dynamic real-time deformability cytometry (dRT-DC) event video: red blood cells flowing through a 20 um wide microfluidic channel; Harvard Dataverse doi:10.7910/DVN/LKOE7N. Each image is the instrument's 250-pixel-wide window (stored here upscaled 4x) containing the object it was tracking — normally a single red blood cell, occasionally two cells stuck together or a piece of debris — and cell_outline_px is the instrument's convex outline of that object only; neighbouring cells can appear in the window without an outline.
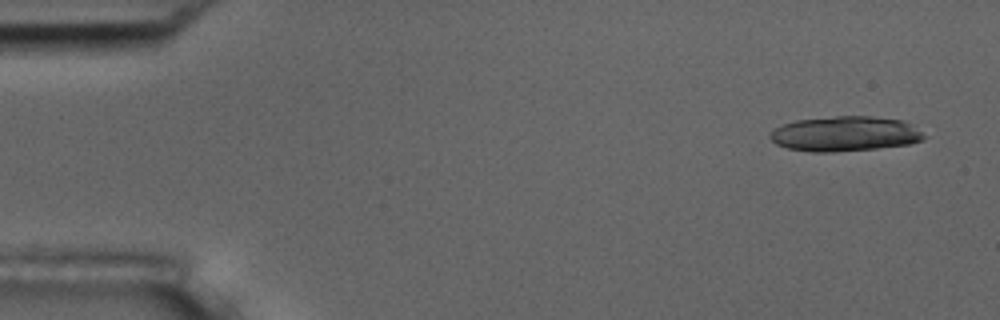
{"species": "common noctule bat (a hibernating species)", "species_latin": "Nyctalus noctula", "temperature_condition": "room temperature", "stored_images_in_passage": 6, "segment_of_instrument_passage": [2, 2], "camera_frame_rate_fps": 3000, "um_per_image_px": 0.085, "animal": {"sex": "male", "body_mass_g": 17.5, "forearm_length_mm": 52.3}, "frame": {"image": 1, "passage_image": 6, "time_ms": 6.0, "image_size_px": [1000, 320], "cell_outline_px": [[928, 136], [924, 140], [912, 144], [876, 148], [836, 152], [808, 152], [788, 148], [776, 144], [768, 136], [776, 128], [784, 124], [796, 120], [836, 116], [868, 116], [904, 120], [912, 124]], "centroid_in_image_um": [71.89, 11.38], "position_along_channel_um": 13.1, "area_um2": 31.62}}